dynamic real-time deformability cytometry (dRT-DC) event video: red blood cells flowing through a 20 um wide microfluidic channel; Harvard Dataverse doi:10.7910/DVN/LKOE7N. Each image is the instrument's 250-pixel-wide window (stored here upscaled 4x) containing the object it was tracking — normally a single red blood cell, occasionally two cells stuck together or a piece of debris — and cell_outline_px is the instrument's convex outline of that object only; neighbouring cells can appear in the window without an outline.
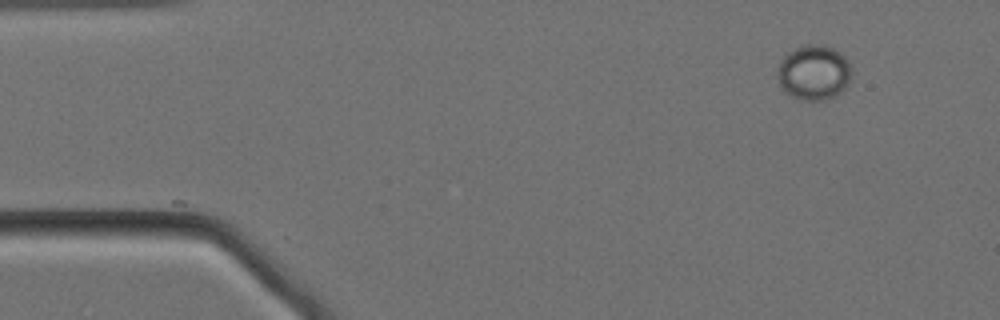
{"species": "Egyptian fruit bat (a non-hibernating species)", "species_latin": "Rousettus aegyptiacus", "temperature_condition": "cold", "stored_images_in_passage": 2, "camera_frame_rate_fps": 3000, "um_per_image_px": 0.085, "animal": {"sex": "female"}, "frame": {"image": 1, "passage_image": 1, "time_ms": 0.0, "image_size_px": [1000, 320], "cell_outline_px": [[852, 76], [848, 84], [836, 96], [824, 100], [800, 100], [784, 92], [780, 88], [776, 76], [780, 60], [788, 52], [804, 44], [824, 44], [832, 48], [844, 56], [852, 72]], "centroid_in_image_um": [69.14, 6.17], "position_along_channel_um": 15.9, "area_um2": 24.04}}